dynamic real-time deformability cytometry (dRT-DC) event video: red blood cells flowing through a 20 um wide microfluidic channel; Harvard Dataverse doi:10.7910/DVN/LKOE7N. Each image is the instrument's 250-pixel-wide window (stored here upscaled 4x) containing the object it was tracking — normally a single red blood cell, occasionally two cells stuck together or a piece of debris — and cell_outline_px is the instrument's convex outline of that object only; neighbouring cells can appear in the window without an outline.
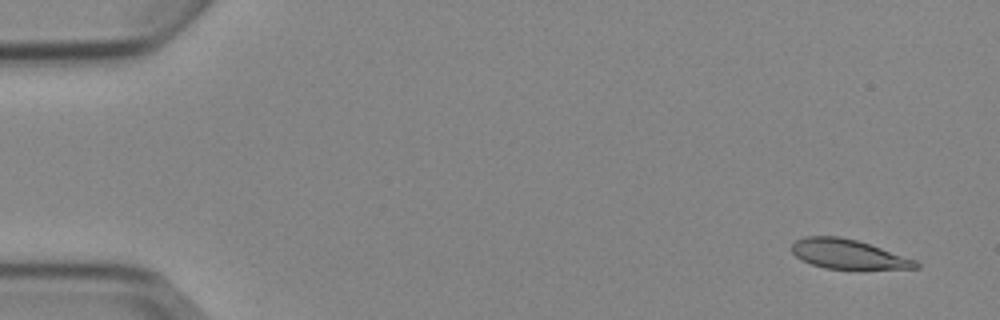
{"species": "Egyptian fruit bat (a non-hibernating species)", "species_latin": "Rousettus aegyptiacus", "temperature_condition": "cold", "stored_images_in_passage": 5, "camera_frame_rate_fps": 3000, "um_per_image_px": 0.085, "animal": {"sex": "female"}, "frame": {"image": 1, "passage_image": 1, "time_ms": 0.0, "image_size_px": [1000, 320], "cell_outline_px": [[920, 268], [824, 268], [812, 264], [796, 256], [792, 252], [792, 244], [796, 240], [804, 236], [840, 236], [856, 240], [916, 260], [920, 264]], "centroid_in_image_um": [72.06, 21.58], "position_along_channel_um": 12.9, "area_um2": 20.75}}
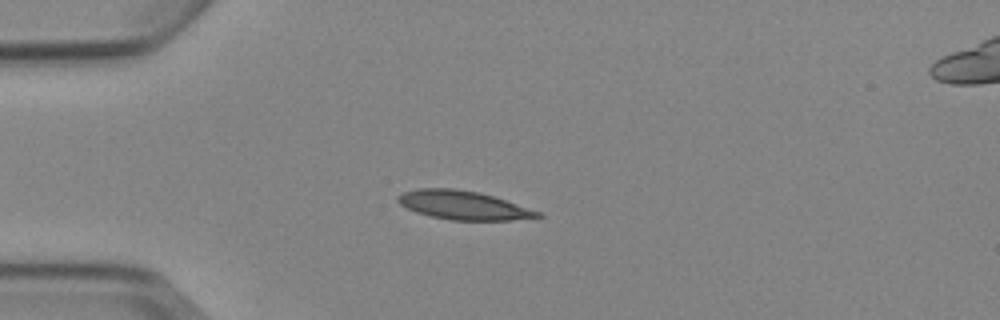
{"frame": {"image": 2, "passage_image": 4, "time_ms": 3.667, "image_size_px": [1000, 320], "cell_outline_px": [[544, 216], [512, 220], [452, 220], [432, 216], [416, 212], [400, 204], [396, 200], [396, 196], [404, 192], [420, 188], [452, 188], [480, 192], [540, 212]], "centroid_in_image_um": [39.34, 17.44], "position_along_channel_um": 45.7, "area_um2": 23.06}}